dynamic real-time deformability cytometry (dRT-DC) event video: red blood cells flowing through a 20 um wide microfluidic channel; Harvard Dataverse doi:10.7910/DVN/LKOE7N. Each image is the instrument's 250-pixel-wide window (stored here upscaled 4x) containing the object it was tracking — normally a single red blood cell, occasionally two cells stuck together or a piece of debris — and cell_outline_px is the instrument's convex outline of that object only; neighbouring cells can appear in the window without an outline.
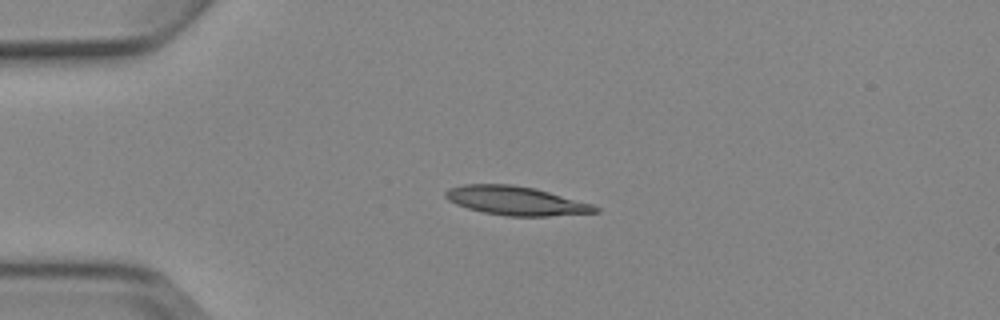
{"species": "Egyptian fruit bat (a non-hibernating species)", "species_latin": "Rousettus aegyptiacus", "temperature_condition": "cold", "stored_images_in_passage": 7, "camera_frame_rate_fps": 3000, "um_per_image_px": 0.085, "animal": {"sex": "female"}, "frame": {"image": 1, "passage_image": 4, "time_ms": 3.333, "image_size_px": [1000, 320], "cell_outline_px": [[600, 212], [548, 216], [504, 216], [484, 212], [468, 208], [456, 204], [448, 200], [444, 196], [444, 192], [448, 188], [464, 184], [512, 184], [536, 188], [592, 204], [600, 208]], "centroid_in_image_um": [43.84, 17.06], "position_along_channel_um": 41.2, "area_um2": 25.26}}
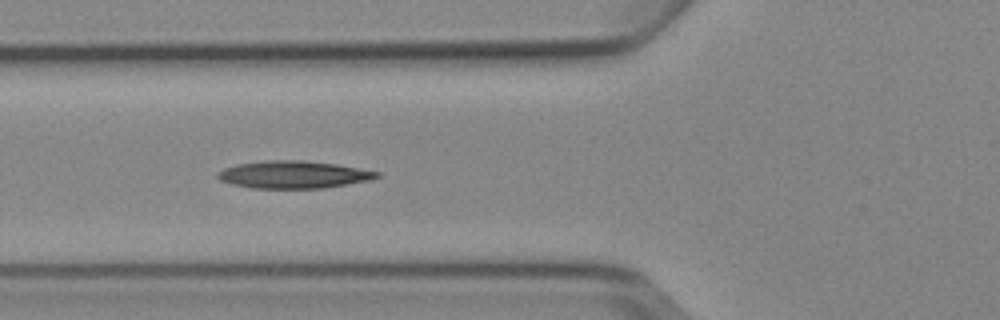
{"frame": {"image": 2, "passage_image": 6, "time_ms": 5.667, "image_size_px": [1000, 320], "cell_outline_px": [[380, 176], [372, 180], [324, 188], [252, 188], [232, 184], [220, 180], [216, 176], [224, 168], [236, 164], [268, 160], [304, 160], [336, 164], [380, 172]], "centroid_in_image_um": [24.97, 14.84], "position_along_channel_um": 100.8, "area_um2": 25.43}}
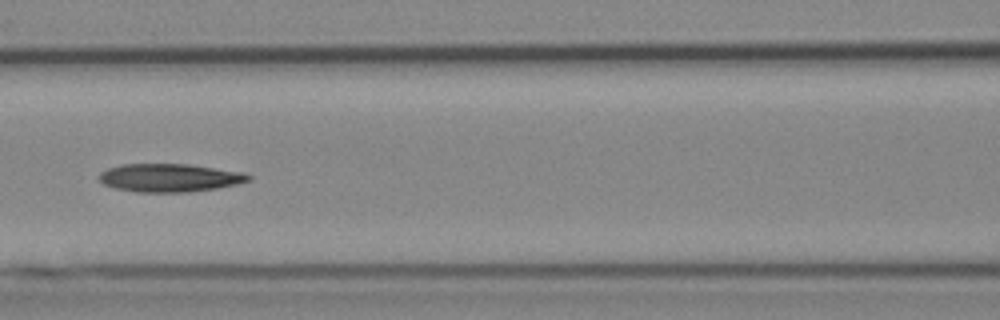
{"frame": {"image": 3, "passage_image": 7, "time_ms": 7.0, "image_size_px": [1000, 320], "cell_outline_px": [[252, 180], [236, 184], [216, 188], [188, 192], [136, 192], [116, 188], [104, 184], [96, 176], [100, 172], [108, 168], [120, 164], [188, 164], [244, 172], [252, 176]], "centroid_in_image_um": [14.41, 15.1], "position_along_channel_um": 152.2, "area_um2": 24.62}}